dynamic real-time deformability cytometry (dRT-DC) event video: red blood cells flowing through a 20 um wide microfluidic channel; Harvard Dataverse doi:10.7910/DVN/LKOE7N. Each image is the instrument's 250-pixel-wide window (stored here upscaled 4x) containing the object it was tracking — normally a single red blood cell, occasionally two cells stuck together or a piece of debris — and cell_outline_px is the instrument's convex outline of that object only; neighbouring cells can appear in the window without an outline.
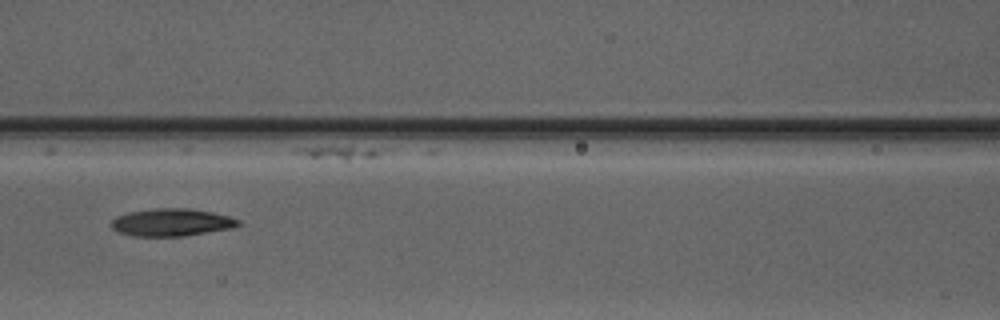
{"species": "Egyptian fruit bat (a non-hibernating species)", "species_latin": "Rousettus aegyptiacus", "temperature_condition": "warm", "stored_images_in_passage": 7, "camera_frame_rate_fps": 3000, "um_per_image_px": 0.085, "animal": {"sex": "male"}, "frame": {"image": 1, "passage_image": 6, "time_ms": 6.0, "image_size_px": [1000, 320], "cell_outline_px": [[240, 224], [232, 228], [184, 236], [136, 236], [120, 232], [112, 228], [112, 220], [116, 216], [128, 212], [152, 208], [188, 208], [212, 212], [228, 216], [240, 220]], "centroid_in_image_um": [14.59, 18.89], "position_along_channel_um": 152.0, "area_um2": 20.29}}